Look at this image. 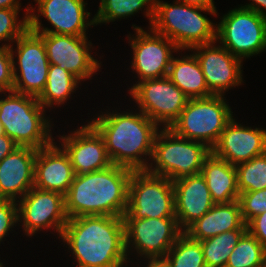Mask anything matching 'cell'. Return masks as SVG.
<instances>
[{"mask_svg":"<svg viewBox=\"0 0 266 267\" xmlns=\"http://www.w3.org/2000/svg\"><path fill=\"white\" fill-rule=\"evenodd\" d=\"M61 239L71 248L78 267H123L128 259L123 217L70 218Z\"/></svg>","mask_w":266,"mask_h":267,"instance_id":"6da1fadb","label":"cell"},{"mask_svg":"<svg viewBox=\"0 0 266 267\" xmlns=\"http://www.w3.org/2000/svg\"><path fill=\"white\" fill-rule=\"evenodd\" d=\"M132 171L113 164L103 170L75 175L65 195L68 219L91 215L123 217Z\"/></svg>","mask_w":266,"mask_h":267,"instance_id":"7a4b0ae2","label":"cell"},{"mask_svg":"<svg viewBox=\"0 0 266 267\" xmlns=\"http://www.w3.org/2000/svg\"><path fill=\"white\" fill-rule=\"evenodd\" d=\"M89 123L102 136L112 164L132 170L148 168L146 156L152 158L159 127L143 112H107Z\"/></svg>","mask_w":266,"mask_h":267,"instance_id":"3957f363","label":"cell"},{"mask_svg":"<svg viewBox=\"0 0 266 267\" xmlns=\"http://www.w3.org/2000/svg\"><path fill=\"white\" fill-rule=\"evenodd\" d=\"M217 15L216 8H202L176 0L168 4L155 0V13L150 29L167 37L179 50L217 41L216 26L201 12Z\"/></svg>","mask_w":266,"mask_h":267,"instance_id":"277c9868","label":"cell"},{"mask_svg":"<svg viewBox=\"0 0 266 267\" xmlns=\"http://www.w3.org/2000/svg\"><path fill=\"white\" fill-rule=\"evenodd\" d=\"M37 97L8 91L0 99V122L5 134L19 147L40 149L53 143L50 120Z\"/></svg>","mask_w":266,"mask_h":267,"instance_id":"5b68a950","label":"cell"},{"mask_svg":"<svg viewBox=\"0 0 266 267\" xmlns=\"http://www.w3.org/2000/svg\"><path fill=\"white\" fill-rule=\"evenodd\" d=\"M212 150L204 143L177 136L170 128L159 130L153 146L149 173L166 177L172 182L201 173L205 159Z\"/></svg>","mask_w":266,"mask_h":267,"instance_id":"8992f818","label":"cell"},{"mask_svg":"<svg viewBox=\"0 0 266 267\" xmlns=\"http://www.w3.org/2000/svg\"><path fill=\"white\" fill-rule=\"evenodd\" d=\"M223 96L189 99L170 129L179 137L202 142L212 149L233 118V112Z\"/></svg>","mask_w":266,"mask_h":267,"instance_id":"52a82bcc","label":"cell"},{"mask_svg":"<svg viewBox=\"0 0 266 267\" xmlns=\"http://www.w3.org/2000/svg\"><path fill=\"white\" fill-rule=\"evenodd\" d=\"M123 218H176L173 182L147 170H133Z\"/></svg>","mask_w":266,"mask_h":267,"instance_id":"ba28073f","label":"cell"},{"mask_svg":"<svg viewBox=\"0 0 266 267\" xmlns=\"http://www.w3.org/2000/svg\"><path fill=\"white\" fill-rule=\"evenodd\" d=\"M216 39L232 55L243 59L266 50V17L238 7L223 15Z\"/></svg>","mask_w":266,"mask_h":267,"instance_id":"9c48e42d","label":"cell"},{"mask_svg":"<svg viewBox=\"0 0 266 267\" xmlns=\"http://www.w3.org/2000/svg\"><path fill=\"white\" fill-rule=\"evenodd\" d=\"M129 94L139 105V111L158 126L163 124V128H170L189 100L168 76L138 81Z\"/></svg>","mask_w":266,"mask_h":267,"instance_id":"30bf717a","label":"cell"},{"mask_svg":"<svg viewBox=\"0 0 266 267\" xmlns=\"http://www.w3.org/2000/svg\"><path fill=\"white\" fill-rule=\"evenodd\" d=\"M15 43L18 68L14 61L15 51L9 44L13 60V91L38 97L45 88L50 66L43 38L28 28Z\"/></svg>","mask_w":266,"mask_h":267,"instance_id":"8fae6325","label":"cell"},{"mask_svg":"<svg viewBox=\"0 0 266 267\" xmlns=\"http://www.w3.org/2000/svg\"><path fill=\"white\" fill-rule=\"evenodd\" d=\"M123 221L126 252L130 253L134 246L138 255L147 259L164 258L183 233L176 218H123Z\"/></svg>","mask_w":266,"mask_h":267,"instance_id":"7c38bea8","label":"cell"},{"mask_svg":"<svg viewBox=\"0 0 266 267\" xmlns=\"http://www.w3.org/2000/svg\"><path fill=\"white\" fill-rule=\"evenodd\" d=\"M38 4L39 14L30 6L29 29L37 34H58L86 37L88 26L94 25L95 20H88L90 12H86L84 0H34ZM32 11V13H30ZM42 15L53 26V29L43 28L39 18ZM42 27V28H41Z\"/></svg>","mask_w":266,"mask_h":267,"instance_id":"4fadbf2b","label":"cell"},{"mask_svg":"<svg viewBox=\"0 0 266 267\" xmlns=\"http://www.w3.org/2000/svg\"><path fill=\"white\" fill-rule=\"evenodd\" d=\"M19 199L18 221L23 219L25 234L32 236L40 229L53 227L61 237L68 222L63 194L32 187Z\"/></svg>","mask_w":266,"mask_h":267,"instance_id":"5bb4252c","label":"cell"},{"mask_svg":"<svg viewBox=\"0 0 266 267\" xmlns=\"http://www.w3.org/2000/svg\"><path fill=\"white\" fill-rule=\"evenodd\" d=\"M132 26L137 35L128 38L134 55L131 68L136 71L139 80L168 76L172 52L179 51L178 47L151 29V32H146L141 27Z\"/></svg>","mask_w":266,"mask_h":267,"instance_id":"9a60e30c","label":"cell"},{"mask_svg":"<svg viewBox=\"0 0 266 267\" xmlns=\"http://www.w3.org/2000/svg\"><path fill=\"white\" fill-rule=\"evenodd\" d=\"M43 38L50 64L67 70L80 81L91 78L99 70V61L91 55L92 43L87 37L39 34Z\"/></svg>","mask_w":266,"mask_h":267,"instance_id":"2e32d148","label":"cell"},{"mask_svg":"<svg viewBox=\"0 0 266 267\" xmlns=\"http://www.w3.org/2000/svg\"><path fill=\"white\" fill-rule=\"evenodd\" d=\"M216 42L199 45L194 50L205 82L213 95H223L231 87L241 85L242 59L232 55L222 45L214 46ZM196 50V52H195Z\"/></svg>","mask_w":266,"mask_h":267,"instance_id":"e0dca14e","label":"cell"},{"mask_svg":"<svg viewBox=\"0 0 266 267\" xmlns=\"http://www.w3.org/2000/svg\"><path fill=\"white\" fill-rule=\"evenodd\" d=\"M74 133L61 136V148L68 154L75 175L99 171L113 165L104 140L90 124L79 127Z\"/></svg>","mask_w":266,"mask_h":267,"instance_id":"ac0fdd59","label":"cell"},{"mask_svg":"<svg viewBox=\"0 0 266 267\" xmlns=\"http://www.w3.org/2000/svg\"><path fill=\"white\" fill-rule=\"evenodd\" d=\"M211 150L216 157L236 166L266 152V130L244 127L232 118Z\"/></svg>","mask_w":266,"mask_h":267,"instance_id":"d6986e66","label":"cell"},{"mask_svg":"<svg viewBox=\"0 0 266 267\" xmlns=\"http://www.w3.org/2000/svg\"><path fill=\"white\" fill-rule=\"evenodd\" d=\"M173 189L175 215L183 232L215 204L201 173L173 181Z\"/></svg>","mask_w":266,"mask_h":267,"instance_id":"ffe728a7","label":"cell"},{"mask_svg":"<svg viewBox=\"0 0 266 267\" xmlns=\"http://www.w3.org/2000/svg\"><path fill=\"white\" fill-rule=\"evenodd\" d=\"M36 156L37 149L18 147L0 161V199L17 201L34 187Z\"/></svg>","mask_w":266,"mask_h":267,"instance_id":"44dd1931","label":"cell"},{"mask_svg":"<svg viewBox=\"0 0 266 267\" xmlns=\"http://www.w3.org/2000/svg\"><path fill=\"white\" fill-rule=\"evenodd\" d=\"M75 173L70 158L55 142L37 150L34 187L67 194Z\"/></svg>","mask_w":266,"mask_h":267,"instance_id":"7402d4cb","label":"cell"},{"mask_svg":"<svg viewBox=\"0 0 266 267\" xmlns=\"http://www.w3.org/2000/svg\"><path fill=\"white\" fill-rule=\"evenodd\" d=\"M234 229H247L238 200L214 204L206 214L192 223L184 232L190 238L202 241Z\"/></svg>","mask_w":266,"mask_h":267,"instance_id":"603a6c76","label":"cell"},{"mask_svg":"<svg viewBox=\"0 0 266 267\" xmlns=\"http://www.w3.org/2000/svg\"><path fill=\"white\" fill-rule=\"evenodd\" d=\"M204 176L211 198L215 204L230 203L239 199L236 166L211 153L204 161Z\"/></svg>","mask_w":266,"mask_h":267,"instance_id":"cb8c5ba5","label":"cell"},{"mask_svg":"<svg viewBox=\"0 0 266 267\" xmlns=\"http://www.w3.org/2000/svg\"><path fill=\"white\" fill-rule=\"evenodd\" d=\"M169 79L189 98H204L213 95L208 89L201 66L194 53L182 58H172Z\"/></svg>","mask_w":266,"mask_h":267,"instance_id":"d4e9b609","label":"cell"},{"mask_svg":"<svg viewBox=\"0 0 266 267\" xmlns=\"http://www.w3.org/2000/svg\"><path fill=\"white\" fill-rule=\"evenodd\" d=\"M80 80L61 67L50 64L44 90L37 97L39 103L46 109L51 105H61L68 100L71 93L78 88Z\"/></svg>","mask_w":266,"mask_h":267,"instance_id":"484cf974","label":"cell"},{"mask_svg":"<svg viewBox=\"0 0 266 267\" xmlns=\"http://www.w3.org/2000/svg\"><path fill=\"white\" fill-rule=\"evenodd\" d=\"M247 229H234L200 241L206 267H225Z\"/></svg>","mask_w":266,"mask_h":267,"instance_id":"4316f807","label":"cell"},{"mask_svg":"<svg viewBox=\"0 0 266 267\" xmlns=\"http://www.w3.org/2000/svg\"><path fill=\"white\" fill-rule=\"evenodd\" d=\"M144 6H147L144 8L145 15L149 17L151 26L155 13V0H100L99 10L94 16L95 24H106L116 19L130 17Z\"/></svg>","mask_w":266,"mask_h":267,"instance_id":"83f0119b","label":"cell"},{"mask_svg":"<svg viewBox=\"0 0 266 267\" xmlns=\"http://www.w3.org/2000/svg\"><path fill=\"white\" fill-rule=\"evenodd\" d=\"M164 259L171 267H206L200 241L183 232Z\"/></svg>","mask_w":266,"mask_h":267,"instance_id":"f1b7e54d","label":"cell"},{"mask_svg":"<svg viewBox=\"0 0 266 267\" xmlns=\"http://www.w3.org/2000/svg\"><path fill=\"white\" fill-rule=\"evenodd\" d=\"M266 248L248 231L231 252L225 267H263Z\"/></svg>","mask_w":266,"mask_h":267,"instance_id":"f546056e","label":"cell"},{"mask_svg":"<svg viewBox=\"0 0 266 267\" xmlns=\"http://www.w3.org/2000/svg\"><path fill=\"white\" fill-rule=\"evenodd\" d=\"M240 193L266 189V152L236 165Z\"/></svg>","mask_w":266,"mask_h":267,"instance_id":"4dcf8cb0","label":"cell"},{"mask_svg":"<svg viewBox=\"0 0 266 267\" xmlns=\"http://www.w3.org/2000/svg\"><path fill=\"white\" fill-rule=\"evenodd\" d=\"M19 10L0 9V41L15 42L29 28V13L25 14L23 21H20L17 19Z\"/></svg>","mask_w":266,"mask_h":267,"instance_id":"1f68e13d","label":"cell"},{"mask_svg":"<svg viewBox=\"0 0 266 267\" xmlns=\"http://www.w3.org/2000/svg\"><path fill=\"white\" fill-rule=\"evenodd\" d=\"M238 201L242 219L247 224L252 218L266 211V189L240 193Z\"/></svg>","mask_w":266,"mask_h":267,"instance_id":"d6a6232c","label":"cell"},{"mask_svg":"<svg viewBox=\"0 0 266 267\" xmlns=\"http://www.w3.org/2000/svg\"><path fill=\"white\" fill-rule=\"evenodd\" d=\"M10 45L0 46V92L13 91V60Z\"/></svg>","mask_w":266,"mask_h":267,"instance_id":"836d02e7","label":"cell"},{"mask_svg":"<svg viewBox=\"0 0 266 267\" xmlns=\"http://www.w3.org/2000/svg\"><path fill=\"white\" fill-rule=\"evenodd\" d=\"M17 204L14 200L0 199V242L9 233L10 228L18 223Z\"/></svg>","mask_w":266,"mask_h":267,"instance_id":"e575fe53","label":"cell"},{"mask_svg":"<svg viewBox=\"0 0 266 267\" xmlns=\"http://www.w3.org/2000/svg\"><path fill=\"white\" fill-rule=\"evenodd\" d=\"M247 231L266 248V211L247 223Z\"/></svg>","mask_w":266,"mask_h":267,"instance_id":"d590c367","label":"cell"},{"mask_svg":"<svg viewBox=\"0 0 266 267\" xmlns=\"http://www.w3.org/2000/svg\"><path fill=\"white\" fill-rule=\"evenodd\" d=\"M19 146L6 134L0 136V161Z\"/></svg>","mask_w":266,"mask_h":267,"instance_id":"8d00e7d4","label":"cell"},{"mask_svg":"<svg viewBox=\"0 0 266 267\" xmlns=\"http://www.w3.org/2000/svg\"><path fill=\"white\" fill-rule=\"evenodd\" d=\"M187 5L198 6L202 8H216L213 0H178Z\"/></svg>","mask_w":266,"mask_h":267,"instance_id":"74e56055","label":"cell"},{"mask_svg":"<svg viewBox=\"0 0 266 267\" xmlns=\"http://www.w3.org/2000/svg\"><path fill=\"white\" fill-rule=\"evenodd\" d=\"M20 5L18 0H0V9H20Z\"/></svg>","mask_w":266,"mask_h":267,"instance_id":"f35d334b","label":"cell"},{"mask_svg":"<svg viewBox=\"0 0 266 267\" xmlns=\"http://www.w3.org/2000/svg\"><path fill=\"white\" fill-rule=\"evenodd\" d=\"M148 265L146 267H171L164 258L148 259Z\"/></svg>","mask_w":266,"mask_h":267,"instance_id":"ab89813d","label":"cell"},{"mask_svg":"<svg viewBox=\"0 0 266 267\" xmlns=\"http://www.w3.org/2000/svg\"><path fill=\"white\" fill-rule=\"evenodd\" d=\"M242 8L250 9L252 11H255L257 14H259V0H252V3H248L247 5L240 6Z\"/></svg>","mask_w":266,"mask_h":267,"instance_id":"60d3db41","label":"cell"},{"mask_svg":"<svg viewBox=\"0 0 266 267\" xmlns=\"http://www.w3.org/2000/svg\"><path fill=\"white\" fill-rule=\"evenodd\" d=\"M262 7L266 10V0H259V15L266 17V12Z\"/></svg>","mask_w":266,"mask_h":267,"instance_id":"b9f144b4","label":"cell"},{"mask_svg":"<svg viewBox=\"0 0 266 267\" xmlns=\"http://www.w3.org/2000/svg\"><path fill=\"white\" fill-rule=\"evenodd\" d=\"M1 135H5V130H4L2 123L0 122V136Z\"/></svg>","mask_w":266,"mask_h":267,"instance_id":"7bdbcfd3","label":"cell"}]
</instances>
